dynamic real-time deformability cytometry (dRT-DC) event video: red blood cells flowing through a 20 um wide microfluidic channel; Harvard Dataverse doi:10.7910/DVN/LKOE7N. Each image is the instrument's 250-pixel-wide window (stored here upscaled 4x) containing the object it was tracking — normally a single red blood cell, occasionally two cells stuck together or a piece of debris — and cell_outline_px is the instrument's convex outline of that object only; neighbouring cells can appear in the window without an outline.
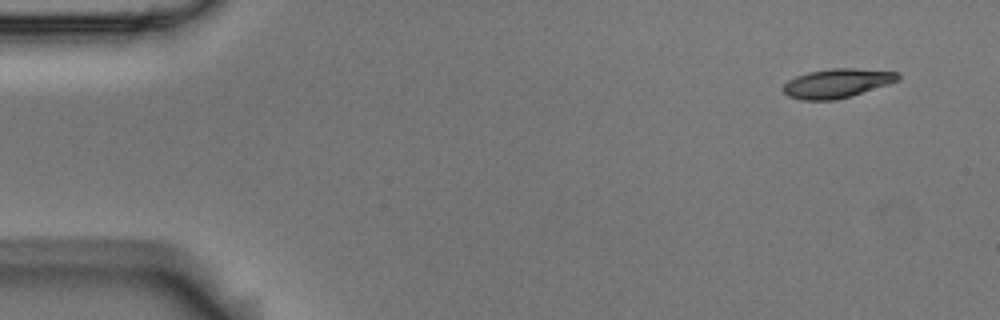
{"species": "Egyptian fruit bat (a non-hibernating species)", "species_latin": "Rousettus aegyptiacus", "temperature_condition": "room temperature", "stored_images_in_passage": 10, "camera_frame_rate_fps": 3000, "um_per_image_px": 0.085, "animal": {"sex": "male"}, "frame": {"image": 1, "passage_image": 1, "time_ms": 0.0, "image_size_px": [1000, 320], "cell_outline_px": [[900, 80], [852, 96], [836, 100], [800, 100], [788, 96], [784, 92], [784, 84], [788, 80], [796, 76], [808, 72], [828, 68], [852, 68], [900, 72]], "centroid_in_image_um": [71.16, 7.07], "position_along_channel_um": 13.8, "area_um2": 19.59}}
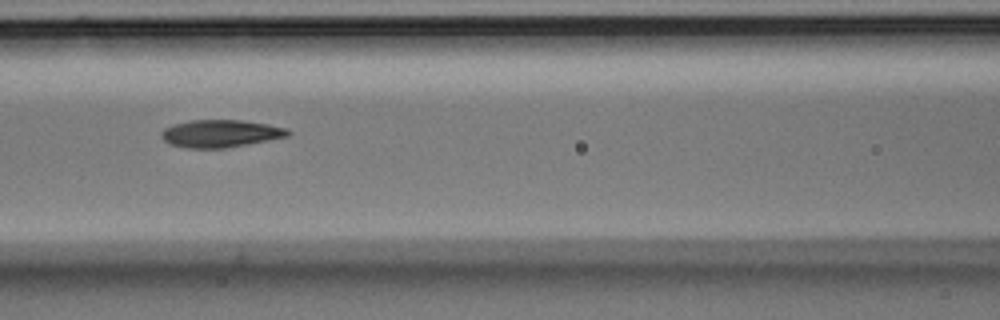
{"frame": {"image": 2, "passage_image": 6, "time_ms": 1.667, "image_size_px": [1000, 320], "cell_outline_px": [[292, 132], [288, 136], [268, 140], [224, 148], [188, 148], [168, 144], [160, 136], [160, 132], [164, 128], [172, 124], [192, 120], [244, 120], [268, 124], [288, 128]], "centroid_in_image_um": [18.72, 11.34], "position_along_channel_um": 147.9, "area_um2": 20.4}}
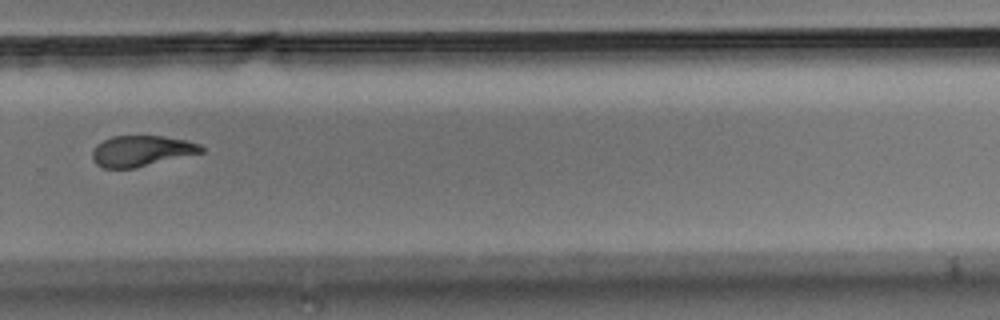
{"frame": {"image": 3, "passage_image": 10, "time_ms": 3.0, "image_size_px": [1000, 320], "cell_outline_px": [[204, 152], [132, 168], [104, 168], [96, 164], [92, 160], [92, 152], [96, 144], [112, 136], [164, 136], [188, 140], [200, 144], [204, 148]], "centroid_in_image_um": [12.02, 12.82], "position_along_channel_um": 317.8, "area_um2": 19.48}}